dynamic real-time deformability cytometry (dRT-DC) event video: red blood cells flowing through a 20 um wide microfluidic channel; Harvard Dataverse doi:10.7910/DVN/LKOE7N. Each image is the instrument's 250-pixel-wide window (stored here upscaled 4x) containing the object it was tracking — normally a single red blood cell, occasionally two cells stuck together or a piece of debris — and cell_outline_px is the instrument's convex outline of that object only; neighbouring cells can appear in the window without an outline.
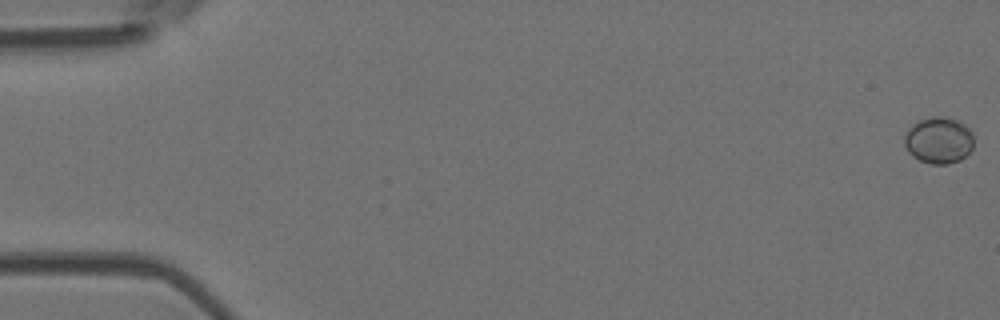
{"species": "Egyptian fruit bat (a non-hibernating species)", "species_latin": "Rousettus aegyptiacus", "temperature_condition": "room temperature", "stored_images_in_passage": 8, "camera_frame_rate_fps": 3000, "um_per_image_px": 0.085, "animal": {"sex": "female"}, "frame": {"image": 1, "passage_image": 1, "time_ms": 0.0, "image_size_px": [1000, 320], "cell_outline_px": [[972, 148], [960, 160], [948, 164], [932, 164], [920, 160], [912, 156], [908, 152], [904, 144], [904, 136], [908, 128], [916, 120], [932, 116], [944, 116], [956, 120], [964, 124], [972, 132]], "centroid_in_image_um": [79.75, 11.91], "position_along_channel_um": 5.2, "area_um2": 18.9}}
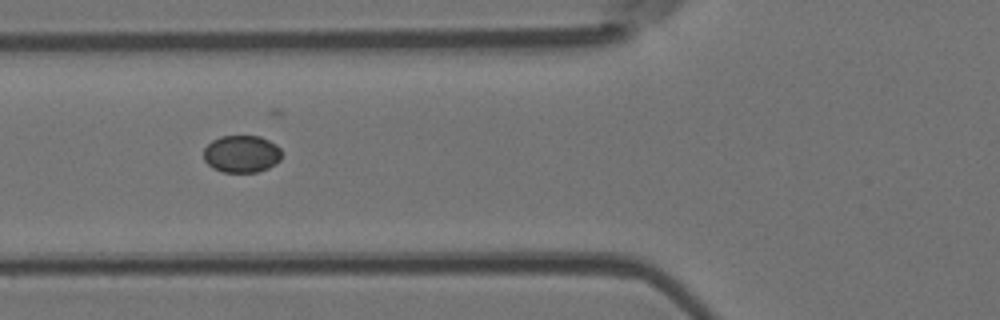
{"frame": {"image": 2, "passage_image": 6, "time_ms": 6.667, "image_size_px": [1000, 320], "cell_outline_px": [[280, 160], [268, 168], [256, 172], [224, 172], [212, 168], [204, 160], [204, 148], [212, 140], [220, 136], [260, 136], [276, 144], [280, 148]], "centroid_in_image_um": [20.52, 13.08], "position_along_channel_um": 105.3, "area_um2": 16.94}}
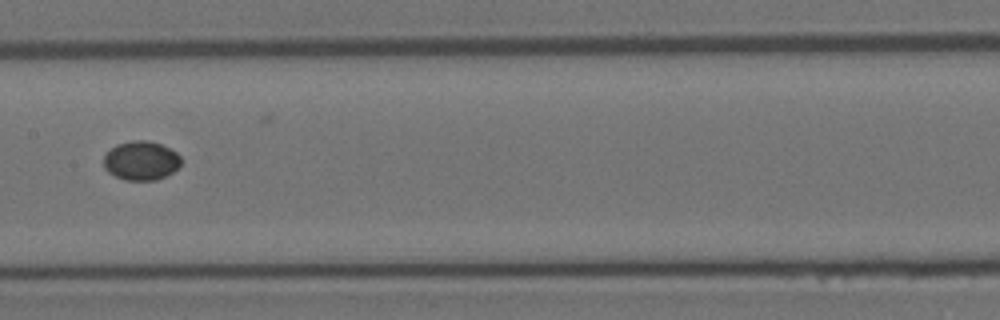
{"frame": {"image": 3, "passage_image": 8, "time_ms": 9.0, "image_size_px": [1000, 320], "cell_outline_px": [[180, 164], [172, 172], [156, 180], [124, 180], [108, 172], [104, 168], [104, 156], [116, 144], [132, 140], [148, 140], [160, 144], [176, 152], [180, 156]], "centroid_in_image_um": [11.97, 13.65], "position_along_channel_um": 195.4, "area_um2": 17.46}}